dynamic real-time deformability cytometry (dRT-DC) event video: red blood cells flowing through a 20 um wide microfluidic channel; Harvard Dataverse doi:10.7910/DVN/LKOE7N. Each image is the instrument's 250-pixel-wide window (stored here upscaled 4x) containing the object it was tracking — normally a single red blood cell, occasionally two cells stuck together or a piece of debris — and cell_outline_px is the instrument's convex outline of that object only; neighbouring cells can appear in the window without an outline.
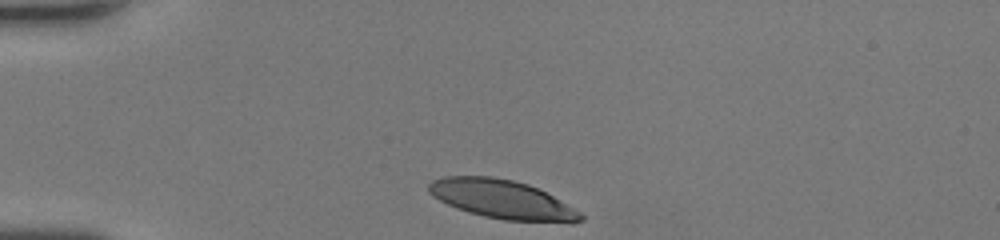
{"species": "human", "species_latin": "Homo sapiens", "temperature_condition": "room temperature", "stored_images_in_passage": 28, "camera_frame_rate_fps": 3000, "um_per_image_px": 0.085, "donor": {"sex": "female"}, "frame": {"image": 1, "passage_image": 1, "time_ms": 0.0, "image_size_px": [1000, 240], "cell_outline_px": [[584, 220], [572, 224], [504, 220], [484, 216], [468, 212], [456, 208], [432, 196], [428, 192], [428, 184], [432, 180], [444, 176], [492, 176], [512, 180], [528, 184], [552, 196], [580, 212], [584, 216]], "centroid_in_image_um": [42.69, 16.96], "position_along_channel_um": 42.3, "area_um2": 34.51}}
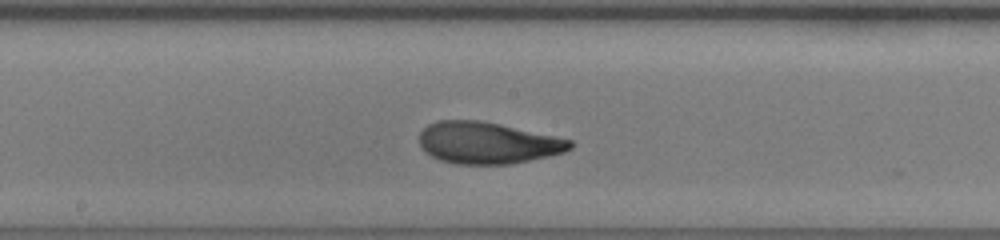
{"frame": {"image": 2, "passage_image": 15, "time_ms": 4.667, "image_size_px": [1000, 240], "cell_outline_px": [[572, 148], [564, 152], [548, 156], [512, 164], [456, 164], [440, 160], [424, 152], [420, 148], [420, 132], [428, 124], [436, 120], [480, 120], [500, 124], [556, 136], [572, 140]], "centroid_in_image_um": [41.42, 12.14], "position_along_channel_um": 206.8, "area_um2": 36.76}}
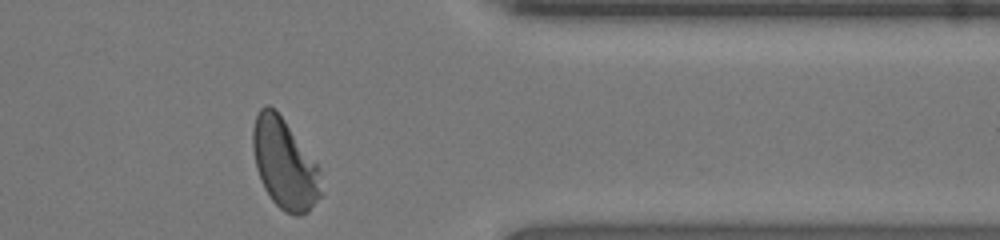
{"frame": {"image": 3, "passage_image": 28, "time_ms": 9.0, "image_size_px": [1000, 240], "cell_outline_px": [[320, 196], [308, 212], [296, 216], [292, 216], [284, 212], [272, 200], [264, 188], [260, 180], [256, 168], [252, 148], [252, 128], [256, 116], [260, 108], [264, 104], [268, 104], [284, 120], [320, 168]], "centroid_in_image_um": [24.16, 13.94], "position_along_channel_um": 387.2, "area_um2": 35.6}, "authors_computed_cell_mechanics": {"area_um2": 36.5585, "velocity_mm_per_s": 4.4139, "shape_relaxation_time_tau1_ms": 3.7491, "shape_relaxation_time_tau2_ms": 0.9636, "deformation_change_tau1": 0.1794, "deformation_change_tau2": 0.0662}}